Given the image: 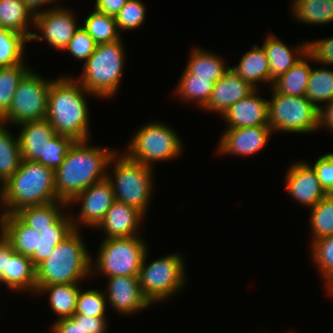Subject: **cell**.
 Masks as SVG:
<instances>
[{
  "label": "cell",
  "mask_w": 333,
  "mask_h": 333,
  "mask_svg": "<svg viewBox=\"0 0 333 333\" xmlns=\"http://www.w3.org/2000/svg\"><path fill=\"white\" fill-rule=\"evenodd\" d=\"M89 141H75L54 171L57 198L67 204L92 184L107 178L109 162L118 151L91 145Z\"/></svg>",
  "instance_id": "cell-1"
},
{
  "label": "cell",
  "mask_w": 333,
  "mask_h": 333,
  "mask_svg": "<svg viewBox=\"0 0 333 333\" xmlns=\"http://www.w3.org/2000/svg\"><path fill=\"white\" fill-rule=\"evenodd\" d=\"M97 97L88 92L69 74L52 79L48 94L46 119L55 133L74 141L90 140V114L88 97ZM87 97V98H86Z\"/></svg>",
  "instance_id": "cell-2"
},
{
  "label": "cell",
  "mask_w": 333,
  "mask_h": 333,
  "mask_svg": "<svg viewBox=\"0 0 333 333\" xmlns=\"http://www.w3.org/2000/svg\"><path fill=\"white\" fill-rule=\"evenodd\" d=\"M56 201L54 170L35 161L21 160L18 170L0 186V215Z\"/></svg>",
  "instance_id": "cell-3"
},
{
  "label": "cell",
  "mask_w": 333,
  "mask_h": 333,
  "mask_svg": "<svg viewBox=\"0 0 333 333\" xmlns=\"http://www.w3.org/2000/svg\"><path fill=\"white\" fill-rule=\"evenodd\" d=\"M80 230L74 229L36 267V293L51 284L82 283L91 277V254Z\"/></svg>",
  "instance_id": "cell-4"
},
{
  "label": "cell",
  "mask_w": 333,
  "mask_h": 333,
  "mask_svg": "<svg viewBox=\"0 0 333 333\" xmlns=\"http://www.w3.org/2000/svg\"><path fill=\"white\" fill-rule=\"evenodd\" d=\"M123 42L121 38L115 42L97 44L94 53L82 64L83 72L78 78L74 77L99 99L109 100L119 92L126 65Z\"/></svg>",
  "instance_id": "cell-5"
},
{
  "label": "cell",
  "mask_w": 333,
  "mask_h": 333,
  "mask_svg": "<svg viewBox=\"0 0 333 333\" xmlns=\"http://www.w3.org/2000/svg\"><path fill=\"white\" fill-rule=\"evenodd\" d=\"M154 174L153 168L128 158L119 150L112 156L107 169L115 200L138 209L145 216L155 188Z\"/></svg>",
  "instance_id": "cell-6"
},
{
  "label": "cell",
  "mask_w": 333,
  "mask_h": 333,
  "mask_svg": "<svg viewBox=\"0 0 333 333\" xmlns=\"http://www.w3.org/2000/svg\"><path fill=\"white\" fill-rule=\"evenodd\" d=\"M179 253L166 254L148 263L149 250L146 251L138 280L144 297L152 306L176 297L175 293L179 294L188 284L185 259Z\"/></svg>",
  "instance_id": "cell-7"
},
{
  "label": "cell",
  "mask_w": 333,
  "mask_h": 333,
  "mask_svg": "<svg viewBox=\"0 0 333 333\" xmlns=\"http://www.w3.org/2000/svg\"><path fill=\"white\" fill-rule=\"evenodd\" d=\"M137 129L122 151L128 158L154 169L156 162L183 155L185 148L181 136L167 124L153 120Z\"/></svg>",
  "instance_id": "cell-8"
},
{
  "label": "cell",
  "mask_w": 333,
  "mask_h": 333,
  "mask_svg": "<svg viewBox=\"0 0 333 333\" xmlns=\"http://www.w3.org/2000/svg\"><path fill=\"white\" fill-rule=\"evenodd\" d=\"M145 239L139 236L102 239L93 261L91 259V277L104 275L138 277L146 251ZM100 273V274H99Z\"/></svg>",
  "instance_id": "cell-9"
},
{
  "label": "cell",
  "mask_w": 333,
  "mask_h": 333,
  "mask_svg": "<svg viewBox=\"0 0 333 333\" xmlns=\"http://www.w3.org/2000/svg\"><path fill=\"white\" fill-rule=\"evenodd\" d=\"M270 90L269 127L274 134H311L319 131V109L306 96H289L280 94L273 88Z\"/></svg>",
  "instance_id": "cell-10"
},
{
  "label": "cell",
  "mask_w": 333,
  "mask_h": 333,
  "mask_svg": "<svg viewBox=\"0 0 333 333\" xmlns=\"http://www.w3.org/2000/svg\"><path fill=\"white\" fill-rule=\"evenodd\" d=\"M51 79L31 68L19 82L12 104L0 122L17 126L26 121L45 119Z\"/></svg>",
  "instance_id": "cell-11"
},
{
  "label": "cell",
  "mask_w": 333,
  "mask_h": 333,
  "mask_svg": "<svg viewBox=\"0 0 333 333\" xmlns=\"http://www.w3.org/2000/svg\"><path fill=\"white\" fill-rule=\"evenodd\" d=\"M70 9L72 8L62 5L36 14L33 29L35 31L29 42L45 41L51 48L63 52L80 27L75 12Z\"/></svg>",
  "instance_id": "cell-12"
},
{
  "label": "cell",
  "mask_w": 333,
  "mask_h": 333,
  "mask_svg": "<svg viewBox=\"0 0 333 333\" xmlns=\"http://www.w3.org/2000/svg\"><path fill=\"white\" fill-rule=\"evenodd\" d=\"M114 201L113 187L107 178L92 184L67 204L68 207L79 203L81 206L77 214L70 213L73 228L80 231L83 226L96 229Z\"/></svg>",
  "instance_id": "cell-13"
},
{
  "label": "cell",
  "mask_w": 333,
  "mask_h": 333,
  "mask_svg": "<svg viewBox=\"0 0 333 333\" xmlns=\"http://www.w3.org/2000/svg\"><path fill=\"white\" fill-rule=\"evenodd\" d=\"M286 170L285 190L298 204L314 207L328 193L321 186L316 170L309 162H293Z\"/></svg>",
  "instance_id": "cell-14"
},
{
  "label": "cell",
  "mask_w": 333,
  "mask_h": 333,
  "mask_svg": "<svg viewBox=\"0 0 333 333\" xmlns=\"http://www.w3.org/2000/svg\"><path fill=\"white\" fill-rule=\"evenodd\" d=\"M272 133L269 126L225 129L217 142L216 153L223 156L228 154L237 157L253 156L267 146Z\"/></svg>",
  "instance_id": "cell-15"
},
{
  "label": "cell",
  "mask_w": 333,
  "mask_h": 333,
  "mask_svg": "<svg viewBox=\"0 0 333 333\" xmlns=\"http://www.w3.org/2000/svg\"><path fill=\"white\" fill-rule=\"evenodd\" d=\"M107 281V290L104 291L107 304L118 314L129 317L151 306L141 291L138 277L112 276Z\"/></svg>",
  "instance_id": "cell-16"
},
{
  "label": "cell",
  "mask_w": 333,
  "mask_h": 333,
  "mask_svg": "<svg viewBox=\"0 0 333 333\" xmlns=\"http://www.w3.org/2000/svg\"><path fill=\"white\" fill-rule=\"evenodd\" d=\"M222 119L228 128H243L253 126H269L268 98L260 95L255 89L248 96L232 104L222 114Z\"/></svg>",
  "instance_id": "cell-17"
},
{
  "label": "cell",
  "mask_w": 333,
  "mask_h": 333,
  "mask_svg": "<svg viewBox=\"0 0 333 333\" xmlns=\"http://www.w3.org/2000/svg\"><path fill=\"white\" fill-rule=\"evenodd\" d=\"M145 218L138 209L115 200L95 230H103V239L139 236Z\"/></svg>",
  "instance_id": "cell-18"
},
{
  "label": "cell",
  "mask_w": 333,
  "mask_h": 333,
  "mask_svg": "<svg viewBox=\"0 0 333 333\" xmlns=\"http://www.w3.org/2000/svg\"><path fill=\"white\" fill-rule=\"evenodd\" d=\"M255 88L231 68L215 84L208 104L202 109L222 114L234 103L248 96Z\"/></svg>",
  "instance_id": "cell-19"
},
{
  "label": "cell",
  "mask_w": 333,
  "mask_h": 333,
  "mask_svg": "<svg viewBox=\"0 0 333 333\" xmlns=\"http://www.w3.org/2000/svg\"><path fill=\"white\" fill-rule=\"evenodd\" d=\"M269 62L270 86L273 81L289 71L307 54V41L292 48L274 34H268L262 43Z\"/></svg>",
  "instance_id": "cell-20"
},
{
  "label": "cell",
  "mask_w": 333,
  "mask_h": 333,
  "mask_svg": "<svg viewBox=\"0 0 333 333\" xmlns=\"http://www.w3.org/2000/svg\"><path fill=\"white\" fill-rule=\"evenodd\" d=\"M19 147L22 160L38 162L44 156V149L56 133L49 121L45 119L26 121L17 126Z\"/></svg>",
  "instance_id": "cell-21"
},
{
  "label": "cell",
  "mask_w": 333,
  "mask_h": 333,
  "mask_svg": "<svg viewBox=\"0 0 333 333\" xmlns=\"http://www.w3.org/2000/svg\"><path fill=\"white\" fill-rule=\"evenodd\" d=\"M6 287L11 292H25L36 295V268L30 257L12 249L7 239Z\"/></svg>",
  "instance_id": "cell-22"
},
{
  "label": "cell",
  "mask_w": 333,
  "mask_h": 333,
  "mask_svg": "<svg viewBox=\"0 0 333 333\" xmlns=\"http://www.w3.org/2000/svg\"><path fill=\"white\" fill-rule=\"evenodd\" d=\"M0 231L15 252L31 257L38 251L40 232L25 225L15 214L0 215Z\"/></svg>",
  "instance_id": "cell-23"
},
{
  "label": "cell",
  "mask_w": 333,
  "mask_h": 333,
  "mask_svg": "<svg viewBox=\"0 0 333 333\" xmlns=\"http://www.w3.org/2000/svg\"><path fill=\"white\" fill-rule=\"evenodd\" d=\"M235 65L230 68L255 89H259V86L263 83L270 85L269 62L262 45H252L249 50L241 55L239 63Z\"/></svg>",
  "instance_id": "cell-24"
},
{
  "label": "cell",
  "mask_w": 333,
  "mask_h": 333,
  "mask_svg": "<svg viewBox=\"0 0 333 333\" xmlns=\"http://www.w3.org/2000/svg\"><path fill=\"white\" fill-rule=\"evenodd\" d=\"M190 50L188 62L186 61L185 69L195 78H209L216 83L231 66L225 62V58L213 53L212 50L193 46Z\"/></svg>",
  "instance_id": "cell-25"
},
{
  "label": "cell",
  "mask_w": 333,
  "mask_h": 333,
  "mask_svg": "<svg viewBox=\"0 0 333 333\" xmlns=\"http://www.w3.org/2000/svg\"><path fill=\"white\" fill-rule=\"evenodd\" d=\"M34 21L35 15L22 0H0V27L20 33L30 40Z\"/></svg>",
  "instance_id": "cell-26"
},
{
  "label": "cell",
  "mask_w": 333,
  "mask_h": 333,
  "mask_svg": "<svg viewBox=\"0 0 333 333\" xmlns=\"http://www.w3.org/2000/svg\"><path fill=\"white\" fill-rule=\"evenodd\" d=\"M82 283L51 284L42 287L37 296L48 295V301L56 319L72 317L75 314L77 296Z\"/></svg>",
  "instance_id": "cell-27"
},
{
  "label": "cell",
  "mask_w": 333,
  "mask_h": 333,
  "mask_svg": "<svg viewBox=\"0 0 333 333\" xmlns=\"http://www.w3.org/2000/svg\"><path fill=\"white\" fill-rule=\"evenodd\" d=\"M289 10L292 18L307 25L333 23V0H292Z\"/></svg>",
  "instance_id": "cell-28"
},
{
  "label": "cell",
  "mask_w": 333,
  "mask_h": 333,
  "mask_svg": "<svg viewBox=\"0 0 333 333\" xmlns=\"http://www.w3.org/2000/svg\"><path fill=\"white\" fill-rule=\"evenodd\" d=\"M69 212L73 211L67 210L51 226V228L41 230V235H39L38 251H35L30 257V260L35 268L46 260L52 254L56 245L62 242L74 230Z\"/></svg>",
  "instance_id": "cell-29"
},
{
  "label": "cell",
  "mask_w": 333,
  "mask_h": 333,
  "mask_svg": "<svg viewBox=\"0 0 333 333\" xmlns=\"http://www.w3.org/2000/svg\"><path fill=\"white\" fill-rule=\"evenodd\" d=\"M313 58L307 53L289 71L273 81L272 87L276 92L289 96H305L311 72Z\"/></svg>",
  "instance_id": "cell-30"
},
{
  "label": "cell",
  "mask_w": 333,
  "mask_h": 333,
  "mask_svg": "<svg viewBox=\"0 0 333 333\" xmlns=\"http://www.w3.org/2000/svg\"><path fill=\"white\" fill-rule=\"evenodd\" d=\"M214 82L209 78H195L185 68L174 89V96L187 104L192 102L203 109L209 102ZM190 101V102H189Z\"/></svg>",
  "instance_id": "cell-31"
},
{
  "label": "cell",
  "mask_w": 333,
  "mask_h": 333,
  "mask_svg": "<svg viewBox=\"0 0 333 333\" xmlns=\"http://www.w3.org/2000/svg\"><path fill=\"white\" fill-rule=\"evenodd\" d=\"M68 205L63 201L51 202L44 205L25 207L15 215L28 227L41 233V230L51 226L65 213Z\"/></svg>",
  "instance_id": "cell-32"
},
{
  "label": "cell",
  "mask_w": 333,
  "mask_h": 333,
  "mask_svg": "<svg viewBox=\"0 0 333 333\" xmlns=\"http://www.w3.org/2000/svg\"><path fill=\"white\" fill-rule=\"evenodd\" d=\"M7 127L0 122V186L18 170L22 160L18 135Z\"/></svg>",
  "instance_id": "cell-33"
},
{
  "label": "cell",
  "mask_w": 333,
  "mask_h": 333,
  "mask_svg": "<svg viewBox=\"0 0 333 333\" xmlns=\"http://www.w3.org/2000/svg\"><path fill=\"white\" fill-rule=\"evenodd\" d=\"M305 96L317 109L333 100L332 68L323 65L311 67Z\"/></svg>",
  "instance_id": "cell-34"
},
{
  "label": "cell",
  "mask_w": 333,
  "mask_h": 333,
  "mask_svg": "<svg viewBox=\"0 0 333 333\" xmlns=\"http://www.w3.org/2000/svg\"><path fill=\"white\" fill-rule=\"evenodd\" d=\"M81 25L97 44L111 43L122 38L115 17L99 12L95 8Z\"/></svg>",
  "instance_id": "cell-35"
},
{
  "label": "cell",
  "mask_w": 333,
  "mask_h": 333,
  "mask_svg": "<svg viewBox=\"0 0 333 333\" xmlns=\"http://www.w3.org/2000/svg\"><path fill=\"white\" fill-rule=\"evenodd\" d=\"M310 209V245L327 236H333V193L327 194Z\"/></svg>",
  "instance_id": "cell-36"
},
{
  "label": "cell",
  "mask_w": 333,
  "mask_h": 333,
  "mask_svg": "<svg viewBox=\"0 0 333 333\" xmlns=\"http://www.w3.org/2000/svg\"><path fill=\"white\" fill-rule=\"evenodd\" d=\"M26 62L0 67V119L8 112L19 82L31 69Z\"/></svg>",
  "instance_id": "cell-37"
},
{
  "label": "cell",
  "mask_w": 333,
  "mask_h": 333,
  "mask_svg": "<svg viewBox=\"0 0 333 333\" xmlns=\"http://www.w3.org/2000/svg\"><path fill=\"white\" fill-rule=\"evenodd\" d=\"M22 34L0 27V67H10L24 62L26 43Z\"/></svg>",
  "instance_id": "cell-38"
},
{
  "label": "cell",
  "mask_w": 333,
  "mask_h": 333,
  "mask_svg": "<svg viewBox=\"0 0 333 333\" xmlns=\"http://www.w3.org/2000/svg\"><path fill=\"white\" fill-rule=\"evenodd\" d=\"M310 252V258L326 287L333 281V236H327L313 242L310 245Z\"/></svg>",
  "instance_id": "cell-39"
},
{
  "label": "cell",
  "mask_w": 333,
  "mask_h": 333,
  "mask_svg": "<svg viewBox=\"0 0 333 333\" xmlns=\"http://www.w3.org/2000/svg\"><path fill=\"white\" fill-rule=\"evenodd\" d=\"M107 300L103 289H80L75 314L93 317H107Z\"/></svg>",
  "instance_id": "cell-40"
},
{
  "label": "cell",
  "mask_w": 333,
  "mask_h": 333,
  "mask_svg": "<svg viewBox=\"0 0 333 333\" xmlns=\"http://www.w3.org/2000/svg\"><path fill=\"white\" fill-rule=\"evenodd\" d=\"M146 13L147 7L142 0H128L115 16L119 33L136 30L144 25Z\"/></svg>",
  "instance_id": "cell-41"
},
{
  "label": "cell",
  "mask_w": 333,
  "mask_h": 333,
  "mask_svg": "<svg viewBox=\"0 0 333 333\" xmlns=\"http://www.w3.org/2000/svg\"><path fill=\"white\" fill-rule=\"evenodd\" d=\"M74 140L70 137L55 134L47 141L44 149V156L38 163L56 170L64 162L70 147L74 144Z\"/></svg>",
  "instance_id": "cell-42"
},
{
  "label": "cell",
  "mask_w": 333,
  "mask_h": 333,
  "mask_svg": "<svg viewBox=\"0 0 333 333\" xmlns=\"http://www.w3.org/2000/svg\"><path fill=\"white\" fill-rule=\"evenodd\" d=\"M96 46L97 43L80 24L63 52H69L70 56L72 55L75 59L82 60L85 63L94 53Z\"/></svg>",
  "instance_id": "cell-43"
},
{
  "label": "cell",
  "mask_w": 333,
  "mask_h": 333,
  "mask_svg": "<svg viewBox=\"0 0 333 333\" xmlns=\"http://www.w3.org/2000/svg\"><path fill=\"white\" fill-rule=\"evenodd\" d=\"M307 53L313 58L315 64L332 67L333 37H322L307 41Z\"/></svg>",
  "instance_id": "cell-44"
},
{
  "label": "cell",
  "mask_w": 333,
  "mask_h": 333,
  "mask_svg": "<svg viewBox=\"0 0 333 333\" xmlns=\"http://www.w3.org/2000/svg\"><path fill=\"white\" fill-rule=\"evenodd\" d=\"M316 170L321 186L328 194L333 193V153H325L311 164Z\"/></svg>",
  "instance_id": "cell-45"
},
{
  "label": "cell",
  "mask_w": 333,
  "mask_h": 333,
  "mask_svg": "<svg viewBox=\"0 0 333 333\" xmlns=\"http://www.w3.org/2000/svg\"><path fill=\"white\" fill-rule=\"evenodd\" d=\"M52 333H84L82 328V314L54 320L49 329Z\"/></svg>",
  "instance_id": "cell-46"
},
{
  "label": "cell",
  "mask_w": 333,
  "mask_h": 333,
  "mask_svg": "<svg viewBox=\"0 0 333 333\" xmlns=\"http://www.w3.org/2000/svg\"><path fill=\"white\" fill-rule=\"evenodd\" d=\"M108 317H93L82 315V328L84 333H107Z\"/></svg>",
  "instance_id": "cell-47"
},
{
  "label": "cell",
  "mask_w": 333,
  "mask_h": 333,
  "mask_svg": "<svg viewBox=\"0 0 333 333\" xmlns=\"http://www.w3.org/2000/svg\"><path fill=\"white\" fill-rule=\"evenodd\" d=\"M128 0H95L94 8L109 16L115 17Z\"/></svg>",
  "instance_id": "cell-48"
},
{
  "label": "cell",
  "mask_w": 333,
  "mask_h": 333,
  "mask_svg": "<svg viewBox=\"0 0 333 333\" xmlns=\"http://www.w3.org/2000/svg\"><path fill=\"white\" fill-rule=\"evenodd\" d=\"M328 129L333 134V100L319 109L318 129Z\"/></svg>",
  "instance_id": "cell-49"
},
{
  "label": "cell",
  "mask_w": 333,
  "mask_h": 333,
  "mask_svg": "<svg viewBox=\"0 0 333 333\" xmlns=\"http://www.w3.org/2000/svg\"><path fill=\"white\" fill-rule=\"evenodd\" d=\"M34 15L61 6L63 0H22ZM58 2V3H57ZM50 4V6H49ZM58 4V5H57ZM46 5V6H45ZM47 7V8H45ZM49 7V8H48Z\"/></svg>",
  "instance_id": "cell-50"
},
{
  "label": "cell",
  "mask_w": 333,
  "mask_h": 333,
  "mask_svg": "<svg viewBox=\"0 0 333 333\" xmlns=\"http://www.w3.org/2000/svg\"><path fill=\"white\" fill-rule=\"evenodd\" d=\"M7 238L0 231V284L6 285Z\"/></svg>",
  "instance_id": "cell-51"
},
{
  "label": "cell",
  "mask_w": 333,
  "mask_h": 333,
  "mask_svg": "<svg viewBox=\"0 0 333 333\" xmlns=\"http://www.w3.org/2000/svg\"><path fill=\"white\" fill-rule=\"evenodd\" d=\"M328 294L332 297L333 296V281H331L326 287Z\"/></svg>",
  "instance_id": "cell-52"
}]
</instances>
